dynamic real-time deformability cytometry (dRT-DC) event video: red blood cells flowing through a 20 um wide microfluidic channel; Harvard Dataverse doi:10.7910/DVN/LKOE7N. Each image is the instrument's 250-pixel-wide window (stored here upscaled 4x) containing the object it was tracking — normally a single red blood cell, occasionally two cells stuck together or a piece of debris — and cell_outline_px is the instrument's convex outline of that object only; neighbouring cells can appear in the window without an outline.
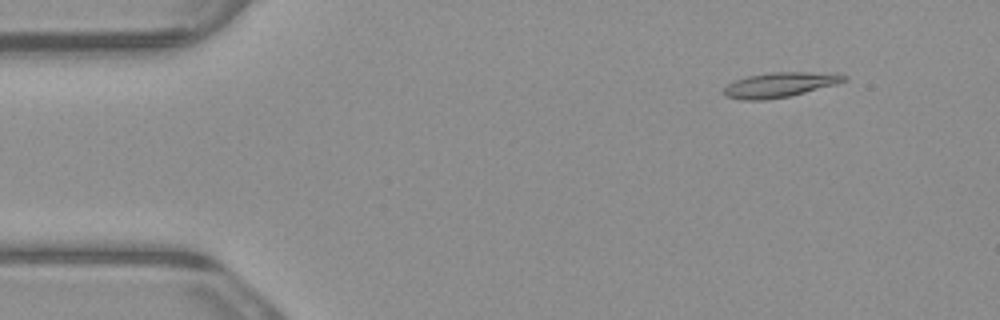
{"species": "common noctule bat (a hibernating species)", "species_latin": "Nyctalus noctula", "temperature_condition": "warm", "stored_images_in_passage": 6, "segment_of_instrument_passage": [1, 2], "camera_frame_rate_fps": 3000, "um_per_image_px": 0.085, "animal": {"sex": "male", "body_mass_g": 23.1, "forearm_length_mm": 52.7}, "frame": {"image": 1, "passage_image": 2, "time_ms": 0.333, "image_size_px": [1000, 320], "cell_outline_px": [[848, 80], [836, 84], [788, 96], [764, 100], [740, 100], [724, 96], [724, 88], [728, 84], [736, 80], [748, 76], [772, 72], [836, 72], [848, 76]], "centroid_in_image_um": [66.32, 7.19], "position_along_channel_um": 18.7, "area_um2": 17.46}}
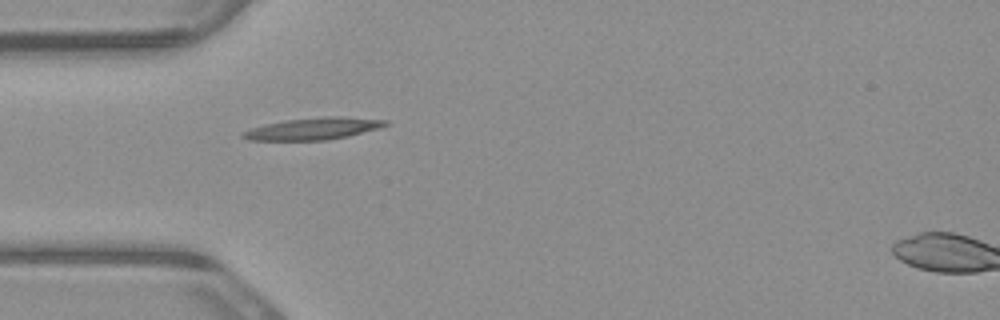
{"frame": {"image": 2, "passage_image": 5, "time_ms": 1.333, "image_size_px": [1000, 320], "cell_outline_px": [[388, 124], [384, 128], [348, 136], [328, 140], [248, 140], [240, 136], [240, 132], [264, 124], [284, 120], [324, 116], [340, 116], [388, 120]], "centroid_in_image_um": [26.66, 10.93], "position_along_channel_um": 58.3, "area_um2": 18.55}}